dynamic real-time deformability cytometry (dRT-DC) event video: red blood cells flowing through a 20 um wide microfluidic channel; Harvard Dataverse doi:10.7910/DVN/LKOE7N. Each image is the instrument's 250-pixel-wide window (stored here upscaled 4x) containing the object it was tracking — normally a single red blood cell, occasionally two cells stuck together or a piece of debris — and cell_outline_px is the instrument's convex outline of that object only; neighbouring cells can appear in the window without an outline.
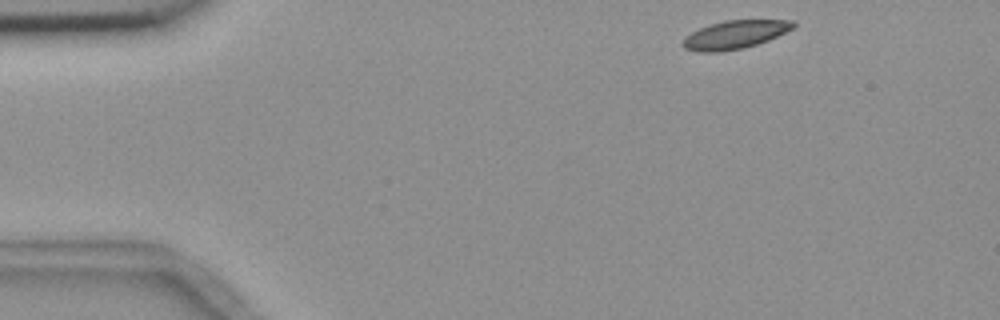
{"species": "common noctule bat (a hibernating species)", "species_latin": "Nyctalus noctula", "temperature_condition": "room temperature", "stored_images_in_passage": 3, "camera_frame_rate_fps": 3000, "um_per_image_px": 0.085, "animal": {"sex": "female", "body_mass_g": 18.4}, "frame": {"image": 1, "passage_image": 1, "time_ms": 0.0, "image_size_px": [1000, 320], "cell_outline_px": [[796, 24], [792, 28], [768, 40], [744, 48], [720, 52], [696, 52], [684, 48], [680, 44], [684, 36], [700, 28], [724, 20], [792, 20]], "centroid_in_image_um": [62.4, 2.96], "position_along_channel_um": 22.6, "area_um2": 18.15}}
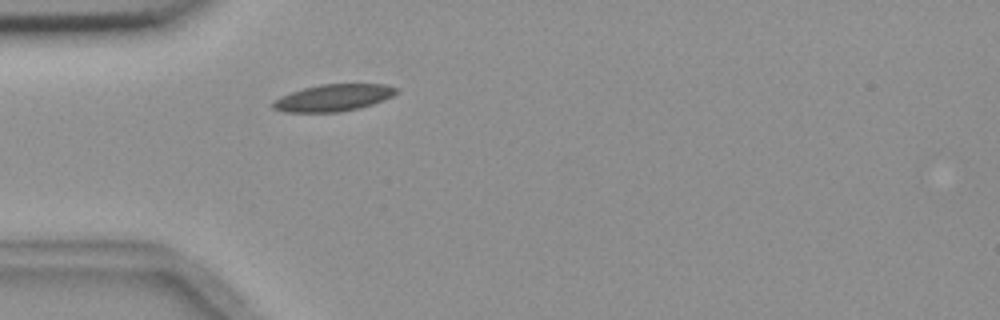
{"frame": {"image": 2, "passage_image": 3, "time_ms": 3.0, "image_size_px": [1000, 320], "cell_outline_px": [[396, 92], [392, 96], [384, 100], [360, 108], [340, 112], [284, 112], [272, 108], [272, 100], [280, 96], [304, 88], [320, 84], [388, 84], [396, 88]], "centroid_in_image_um": [28.31, 8.31], "position_along_channel_um": 56.7, "area_um2": 19.36}}